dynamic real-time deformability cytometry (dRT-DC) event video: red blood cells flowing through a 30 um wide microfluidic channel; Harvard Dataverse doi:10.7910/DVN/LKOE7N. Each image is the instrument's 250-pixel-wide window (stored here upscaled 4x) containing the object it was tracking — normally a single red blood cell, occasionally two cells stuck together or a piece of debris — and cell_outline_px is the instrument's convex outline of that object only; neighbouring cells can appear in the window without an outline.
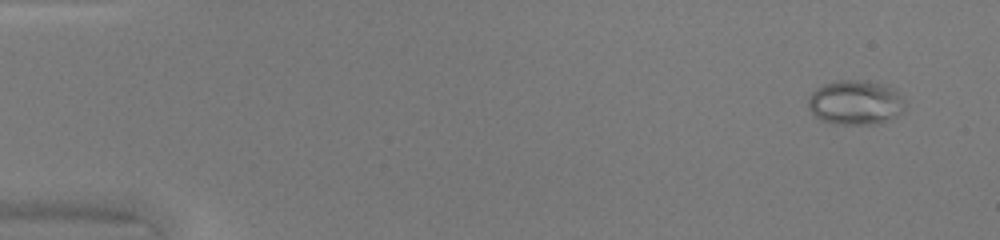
{"species": "common noctule bat (a hibernating species)", "species_latin": "Nyctalus noctula", "temperature_condition": "warm", "stored_images_in_passage": 39, "camera_frame_rate_fps": 3000, "um_per_image_px": 0.085, "animal": {"sex": "female", "body_mass_g": 20.0, "forearm_length_mm": 54.0}, "frame": {"image": 1, "passage_image": 3, "time_ms": 0.667, "image_size_px": [1000, 240], "cell_outline_px": [[904, 108], [896, 116], [876, 124], [836, 124], [820, 120], [808, 108], [808, 96], [816, 88], [824, 84], [836, 80], [868, 80], [888, 84], [896, 88], [904, 100]], "centroid_in_image_um": [72.72, 8.68], "position_along_channel_um": 12.3, "area_um2": 25.49}}
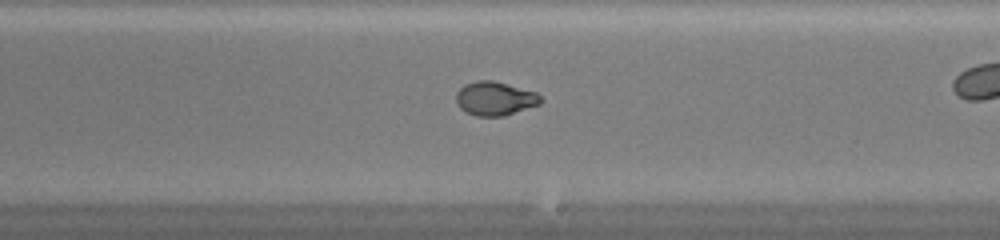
{"frame": {"image": 2, "passage_image": 29, "time_ms": 9.333, "image_size_px": [1000, 240], "cell_outline_px": [[544, 100], [540, 104], [504, 116], [476, 116], [460, 108], [456, 100], [456, 92], [464, 84], [476, 80], [492, 80], [536, 92]], "centroid_in_image_um": [42.07, 8.37], "position_along_channel_um": 246.9, "area_um2": 16.65}}
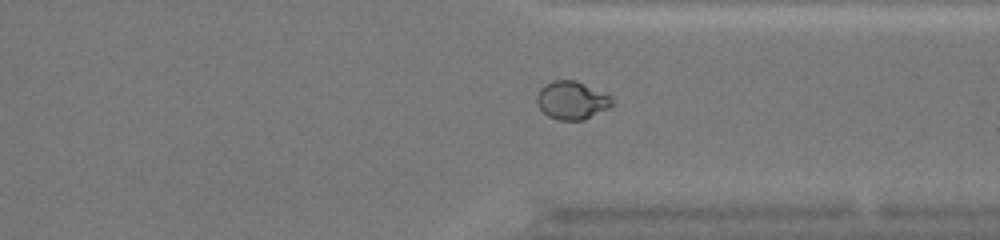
{"frame": {"image": 3, "passage_image": 37, "time_ms": 12.0, "image_size_px": [1000, 240], "cell_outline_px": [[616, 104], [584, 120], [556, 120], [548, 116], [536, 104], [536, 96], [540, 88], [544, 84], [552, 80], [576, 80], [612, 96]], "centroid_in_image_um": [48.61, 8.52], "position_along_channel_um": 362.8, "area_um2": 16.99}}